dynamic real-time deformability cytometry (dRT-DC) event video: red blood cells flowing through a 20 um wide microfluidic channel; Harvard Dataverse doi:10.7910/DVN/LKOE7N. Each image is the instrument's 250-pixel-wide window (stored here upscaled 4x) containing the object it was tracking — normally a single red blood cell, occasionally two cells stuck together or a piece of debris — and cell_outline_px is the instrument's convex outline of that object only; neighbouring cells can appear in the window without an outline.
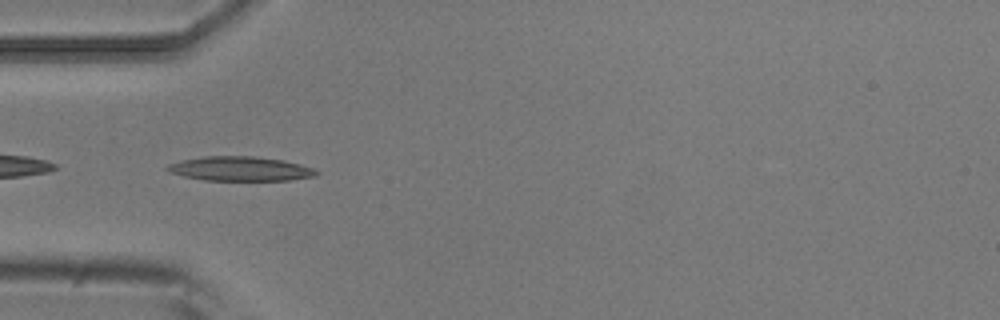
{"species": "common noctule bat (a hibernating species)", "species_latin": "Nyctalus noctula", "temperature_condition": "room temperature", "stored_images_in_passage": 6, "camera_frame_rate_fps": 3000, "um_per_image_px": 0.085, "animal": {"sex": "male", "body_mass_g": 20.5, "forearm_length_mm": 52.5}, "frame": {"image": 1, "passage_image": 4, "time_ms": 1.0, "image_size_px": [1000, 320], "cell_outline_px": [[320, 172], [316, 176], [288, 180], [204, 180], [184, 176], [168, 172], [164, 168], [168, 164], [184, 160], [204, 156], [256, 156], [284, 160], [300, 164], [312, 168]], "centroid_in_image_um": [20.42, 14.34], "position_along_channel_um": 64.6, "area_um2": 21.15}}
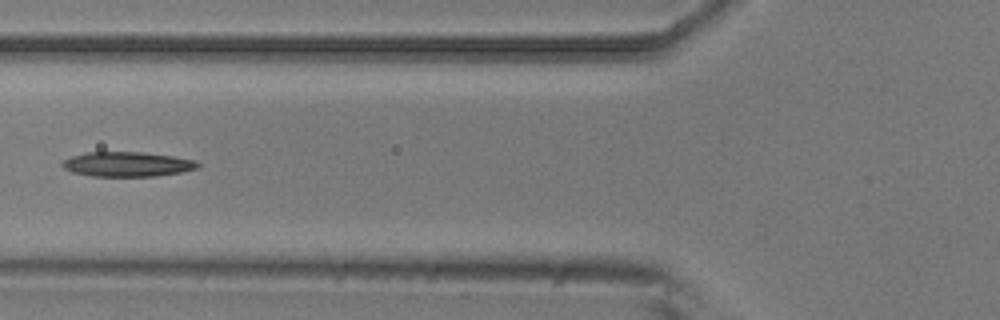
{"frame": {"image": 2, "passage_image": 5, "time_ms": 1.333, "image_size_px": [1000, 320], "cell_outline_px": [[200, 168], [180, 172], [156, 176], [92, 176], [72, 172], [64, 168], [60, 164], [64, 160], [72, 156], [88, 152], [140, 152], [172, 156], [196, 160], [200, 164]], "centroid_in_image_um": [10.83, 13.96], "position_along_channel_um": 115.0, "area_um2": 19.48}}
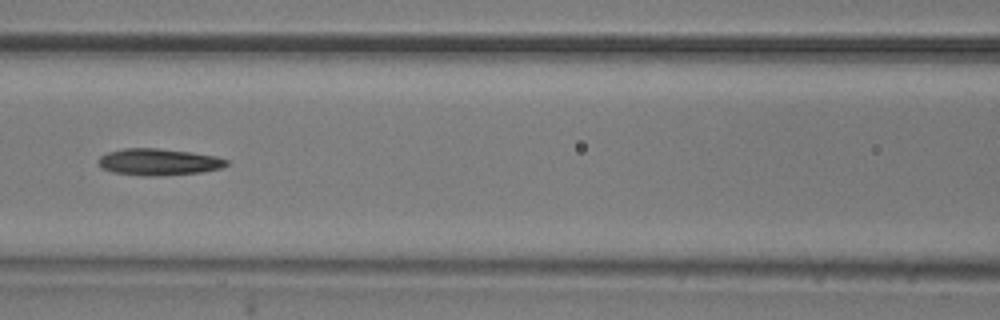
{"frame": {"image": 3, "passage_image": 6, "time_ms": 1.667, "image_size_px": [1000, 320], "cell_outline_px": [[228, 164], [220, 168], [200, 172], [156, 176], [144, 176], [112, 172], [100, 168], [100, 156], [108, 152], [124, 148], [156, 148], [192, 152], [216, 156], [228, 160]], "centroid_in_image_um": [13.47, 13.76], "position_along_channel_um": 153.1, "area_um2": 19.83}}